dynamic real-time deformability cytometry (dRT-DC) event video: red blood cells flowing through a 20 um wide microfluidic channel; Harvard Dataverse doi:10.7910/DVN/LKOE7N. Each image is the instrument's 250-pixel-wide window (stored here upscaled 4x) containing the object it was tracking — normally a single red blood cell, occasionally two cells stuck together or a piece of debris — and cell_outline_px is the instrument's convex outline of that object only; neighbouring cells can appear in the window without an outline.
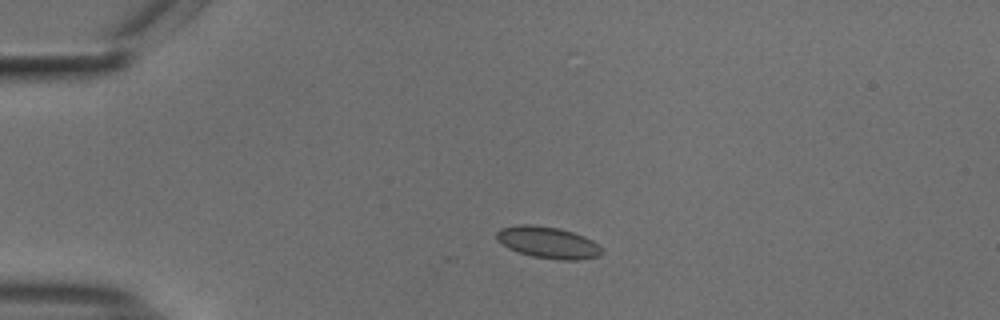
{"species": "common noctule bat (a hibernating species)", "species_latin": "Nyctalus noctula", "temperature_condition": "cold", "stored_images_in_passage": 24, "camera_frame_rate_fps": 3000, "um_per_image_px": 0.085, "animal": {"sex": "male", "body_mass_g": 18.8}, "frame": {"image": 1, "passage_image": 1, "time_ms": 0.0, "image_size_px": [1000, 320], "cell_outline_px": [[604, 252], [600, 256], [576, 260], [560, 260], [532, 256], [508, 248], [496, 240], [496, 232], [500, 228], [520, 224], [532, 224], [560, 228], [584, 236], [592, 240]], "centroid_in_image_um": [46.56, 20.6], "position_along_channel_um": 38.4, "area_um2": 19.42}}
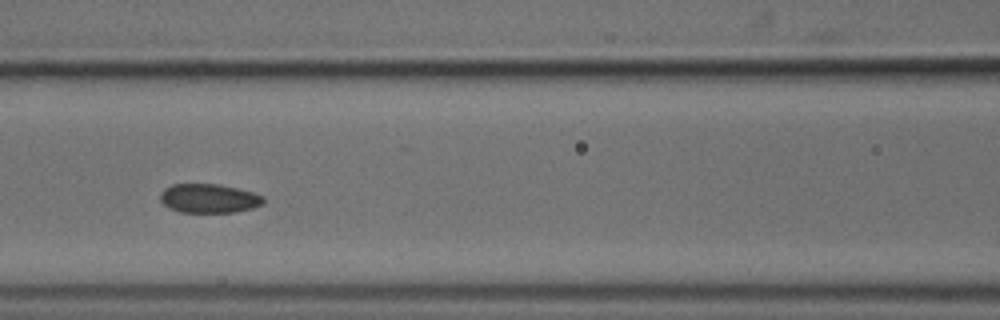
{"frame": {"image": 2, "passage_image": 13, "time_ms": 4.0, "image_size_px": [1000, 320], "cell_outline_px": [[264, 204], [252, 208], [236, 212], [180, 212], [168, 208], [160, 200], [160, 192], [164, 188], [172, 184], [220, 184], [252, 192], [264, 196]], "centroid_in_image_um": [17.75, 16.86], "position_along_channel_um": 148.9, "area_um2": 17.57}}
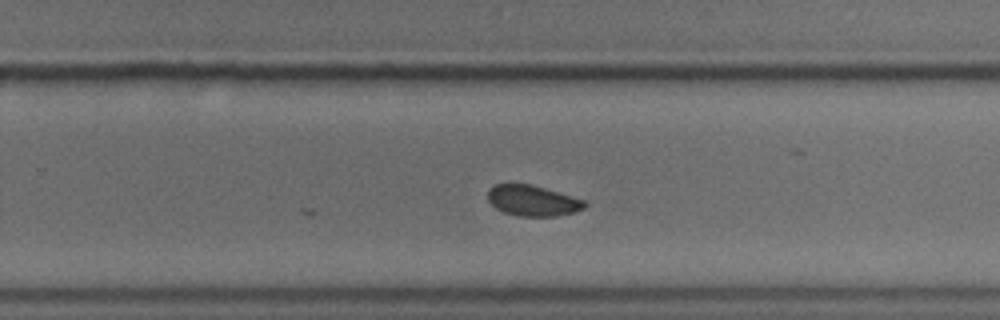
{"frame": {"image": 3, "passage_image": 24, "time_ms": 7.667, "image_size_px": [1000, 320], "cell_outline_px": [[588, 204], [584, 208], [576, 212], [556, 216], [520, 216], [504, 212], [496, 208], [488, 200], [488, 188], [496, 184], [532, 184], [588, 200]], "centroid_in_image_um": [45.34, 17.05], "position_along_channel_um": 284.5, "area_um2": 17.57}}